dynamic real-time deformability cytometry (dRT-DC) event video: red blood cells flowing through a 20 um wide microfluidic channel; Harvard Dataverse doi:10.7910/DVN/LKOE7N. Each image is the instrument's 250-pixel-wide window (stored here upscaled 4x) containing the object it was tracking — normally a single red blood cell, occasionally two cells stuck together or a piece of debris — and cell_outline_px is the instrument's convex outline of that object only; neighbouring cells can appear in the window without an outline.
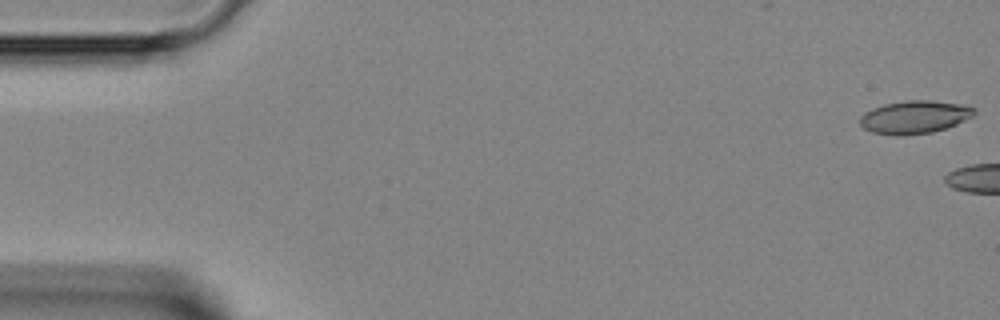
{"species": "Egyptian fruit bat (a non-hibernating species)", "species_latin": "Rousettus aegyptiacus", "temperature_condition": "room temperature", "stored_images_in_passage": 4, "camera_frame_rate_fps": 3000, "um_per_image_px": 0.085, "animal": {"sex": "female"}, "frame": {"image": 1, "passage_image": 1, "time_ms": 0.0, "image_size_px": [1000, 320], "cell_outline_px": [[976, 112], [972, 116], [956, 124], [932, 132], [900, 136], [896, 136], [872, 132], [864, 128], [860, 124], [860, 116], [864, 112], [872, 108], [884, 104], [908, 100], [928, 100], [960, 104], [976, 108]], "centroid_in_image_um": [77.71, 9.95], "position_along_channel_um": 7.3, "area_um2": 21.85}}